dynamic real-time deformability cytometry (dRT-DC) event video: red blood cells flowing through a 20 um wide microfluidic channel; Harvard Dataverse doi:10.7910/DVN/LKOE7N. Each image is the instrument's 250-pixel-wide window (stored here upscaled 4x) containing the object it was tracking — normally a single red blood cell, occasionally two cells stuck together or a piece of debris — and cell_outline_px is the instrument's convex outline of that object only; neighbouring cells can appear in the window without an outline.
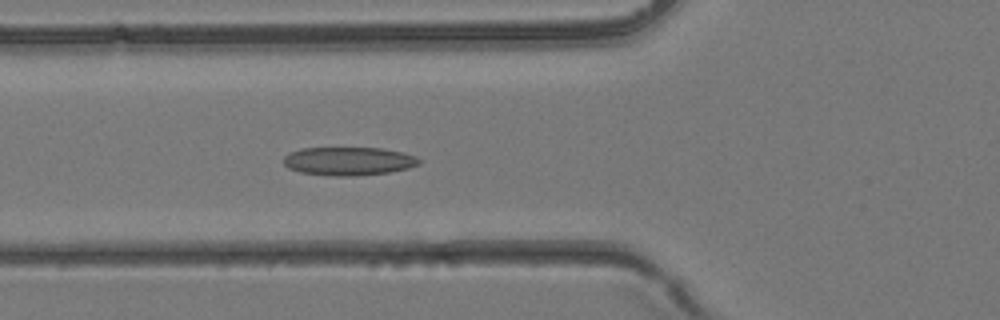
{"species": "common noctule bat (a hibernating species)", "species_latin": "Nyctalus noctula", "temperature_condition": "room temperature", "stored_images_in_passage": 38, "camera_frame_rate_fps": 3000, "um_per_image_px": 0.085, "animal": {"sex": "female", "body_mass_g": 24.6, "forearm_length_mm": 56.2}, "frame": {"image": 1, "passage_image": 14, "time_ms": 4.333, "image_size_px": [1000, 320], "cell_outline_px": [[420, 164], [408, 168], [388, 172], [356, 176], [332, 176], [300, 172], [288, 168], [284, 164], [284, 156], [288, 152], [300, 148], [380, 148], [400, 152], [416, 156], [420, 160]], "centroid_in_image_um": [29.59, 13.7], "position_along_channel_um": 96.2, "area_um2": 22.43}}
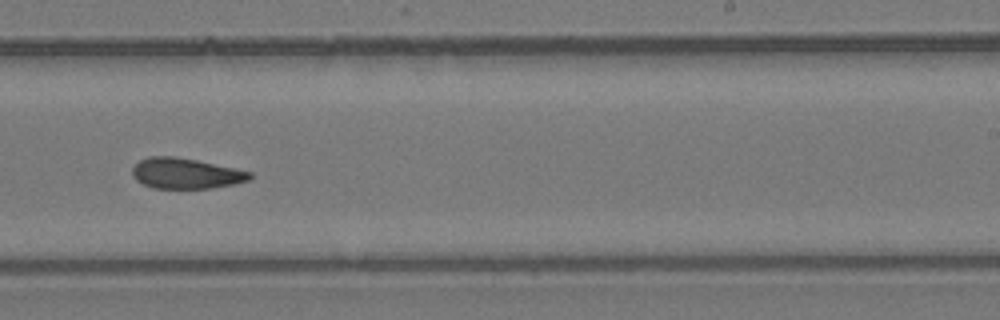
{"frame": {"image": 2, "passage_image": 24, "time_ms": 7.667, "image_size_px": [1000, 320], "cell_outline_px": [[252, 176], [248, 180], [236, 184], [212, 188], [152, 188], [136, 180], [132, 176], [132, 168], [140, 160], [148, 156], [172, 156], [196, 160], [236, 168], [252, 172]], "centroid_in_image_um": [15.79, 14.74], "position_along_channel_um": 273.2, "area_um2": 20.98}}
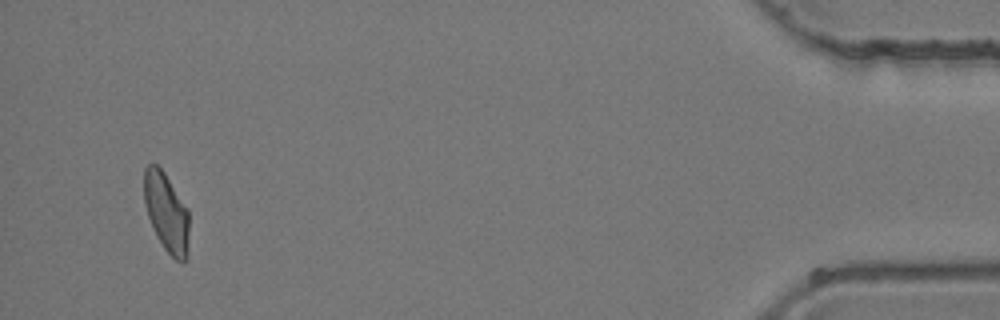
{"frame": {"image": 3, "passage_image": 37, "time_ms": 12.0, "image_size_px": [1000, 320], "cell_outline_px": [[188, 260], [176, 260], [164, 248], [156, 236], [148, 216], [144, 200], [144, 168], [148, 164], [156, 164], [164, 172], [188, 208]], "centroid_in_image_um": [14.15, 18.04], "position_along_channel_um": 421.1, "area_um2": 20.69}}